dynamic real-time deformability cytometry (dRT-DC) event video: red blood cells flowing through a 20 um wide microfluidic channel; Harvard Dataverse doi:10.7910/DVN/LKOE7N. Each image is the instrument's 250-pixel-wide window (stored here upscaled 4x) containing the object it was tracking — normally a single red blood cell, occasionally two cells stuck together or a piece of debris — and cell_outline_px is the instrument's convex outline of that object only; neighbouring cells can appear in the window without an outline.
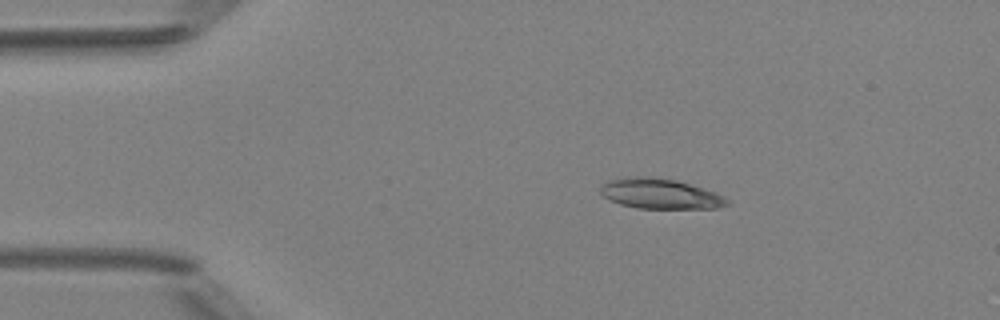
{"species": "Egyptian fruit bat (a non-hibernating species)", "species_latin": "Rousettus aegyptiacus", "temperature_condition": "room temperature", "stored_images_in_passage": 5, "camera_frame_rate_fps": 3000, "um_per_image_px": 0.085, "animal": {"sex": "female"}, "frame": {"image": 1, "passage_image": 2, "time_ms": 1.333, "image_size_px": [1000, 320], "cell_outline_px": [[728, 204], [720, 208], [636, 208], [620, 204], [604, 196], [600, 192], [600, 188], [608, 180], [628, 176], [648, 176], [676, 180], [716, 192], [724, 196], [728, 200]], "centroid_in_image_um": [56.12, 16.46], "position_along_channel_um": 28.9, "area_um2": 22.2}}
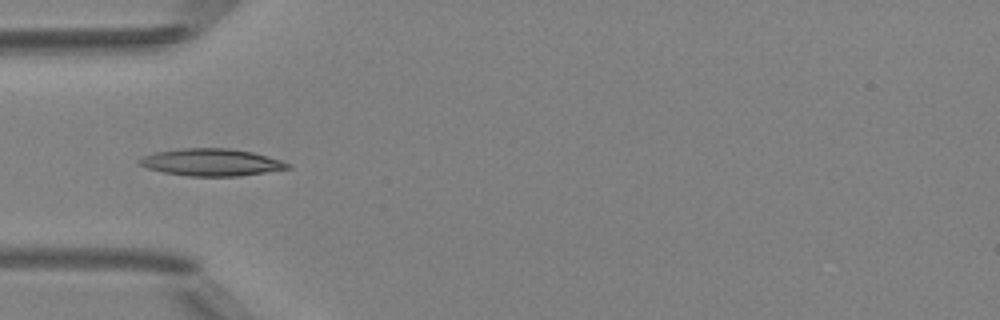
{"frame": {"image": 2, "passage_image": 4, "time_ms": 3.667, "image_size_px": [1000, 320], "cell_outline_px": [[292, 168], [240, 176], [188, 176], [164, 172], [148, 168], [140, 164], [136, 160], [144, 156], [156, 152], [180, 148], [232, 148], [252, 152], [280, 160], [292, 164]], "centroid_in_image_um": [17.99, 13.79], "position_along_channel_um": 67.0, "area_um2": 23.47}}
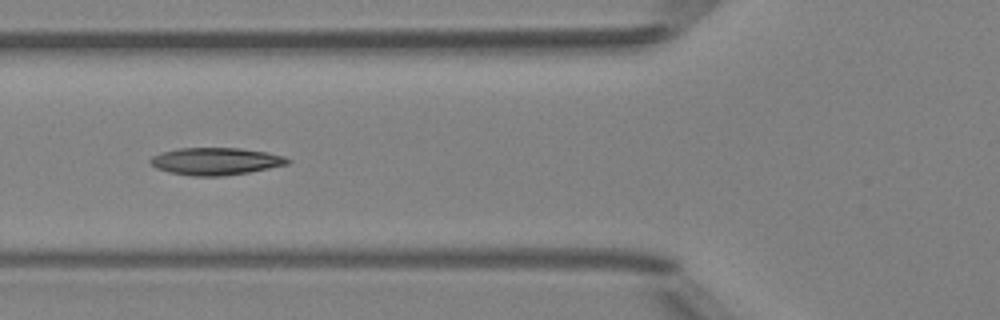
{"frame": {"image": 3, "passage_image": 5, "time_ms": 4.667, "image_size_px": [1000, 320], "cell_outline_px": [[292, 160], [288, 164], [248, 172], [224, 176], [192, 176], [168, 172], [156, 168], [148, 160], [152, 156], [160, 152], [176, 148], [240, 148], [268, 152], [284, 156]], "centroid_in_image_um": [18.31, 13.7], "position_along_channel_um": 107.5, "area_um2": 21.96}}